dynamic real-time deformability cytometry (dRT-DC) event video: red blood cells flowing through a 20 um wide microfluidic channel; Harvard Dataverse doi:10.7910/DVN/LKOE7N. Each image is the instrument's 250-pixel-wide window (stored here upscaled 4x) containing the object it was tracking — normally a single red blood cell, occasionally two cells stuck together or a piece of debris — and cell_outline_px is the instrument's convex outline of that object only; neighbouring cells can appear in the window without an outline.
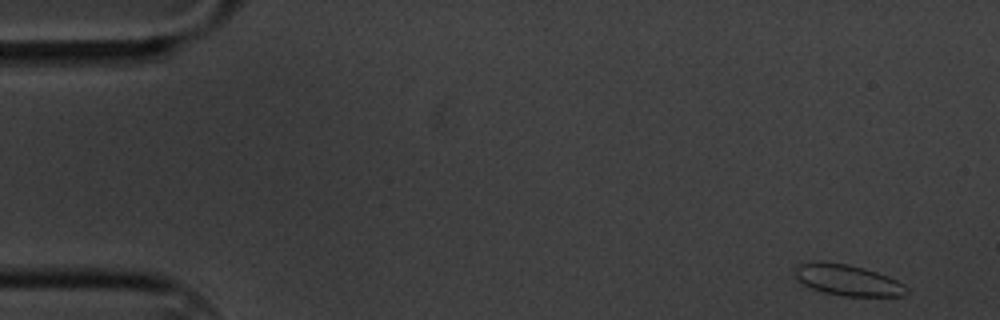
{"species": "common noctule bat (a hibernating species)", "species_latin": "Nyctalus noctula", "temperature_condition": "cold", "stored_images_in_passage": 57, "camera_frame_rate_fps": 3000, "um_per_image_px": 0.085, "animal": {"sex": "male", "body_mass_g": 20.1, "forearm_length_mm": 53.5}, "frame": {"image": 1, "passage_image": 1, "time_ms": 0.0, "image_size_px": [1000, 320], "cell_outline_px": [[908, 292], [904, 296], [844, 296], [824, 292], [812, 288], [804, 284], [796, 276], [792, 268], [796, 264], [820, 260], [824, 260], [848, 264], [864, 268], [888, 276], [904, 284], [908, 288]], "centroid_in_image_um": [72.03, 23.78], "position_along_channel_um": 13.0, "area_um2": 20.4}}
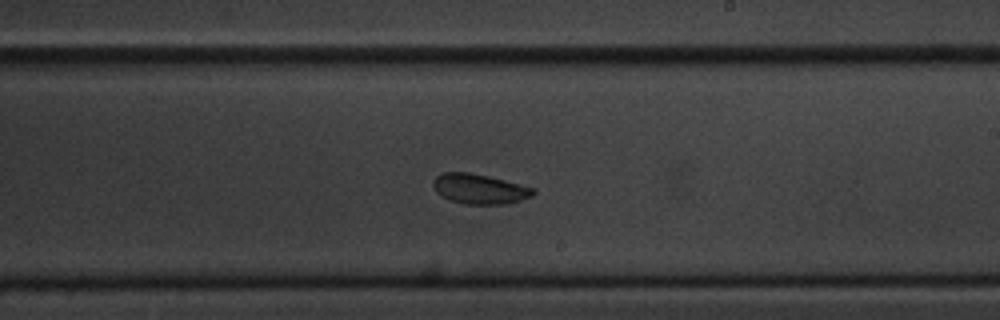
{"frame": {"image": 2, "passage_image": 32, "time_ms": 10.333, "image_size_px": [1000, 320], "cell_outline_px": [[536, 192], [532, 196], [520, 200], [504, 204], [464, 204], [448, 200], [440, 196], [436, 192], [432, 184], [432, 180], [440, 172], [468, 172], [488, 176], [536, 188]], "centroid_in_image_um": [40.72, 16.05], "position_along_channel_um": 248.3, "area_um2": 17.69}}
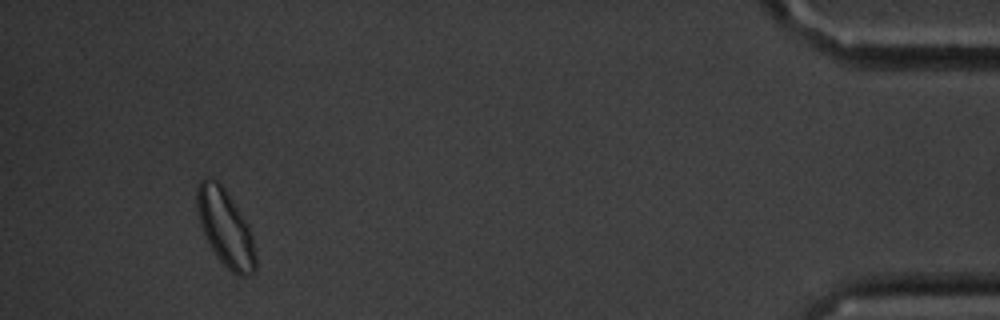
{"frame": {"image": 3, "passage_image": 53, "time_ms": 17.333, "image_size_px": [1000, 320], "cell_outline_px": [[256, 268], [248, 276], [236, 276], [216, 256], [200, 224], [196, 208], [196, 188], [200, 180], [204, 176], [212, 176], [224, 188], [248, 228], [252, 236], [256, 256]], "centroid_in_image_um": [19.12, 19.35], "position_along_channel_um": 416.1, "area_um2": 25.78}, "authors_computed_cell_mechanics": {"area_um2": 18.496, "velocity_mm_per_s": 3.3675, "shape_relaxation_time_tau1_ms": 3.9192, "shape_relaxation_time_tau2_ms": null, "deformation_change_tau1": 0.0571, "deformation_change_tau2": null}}